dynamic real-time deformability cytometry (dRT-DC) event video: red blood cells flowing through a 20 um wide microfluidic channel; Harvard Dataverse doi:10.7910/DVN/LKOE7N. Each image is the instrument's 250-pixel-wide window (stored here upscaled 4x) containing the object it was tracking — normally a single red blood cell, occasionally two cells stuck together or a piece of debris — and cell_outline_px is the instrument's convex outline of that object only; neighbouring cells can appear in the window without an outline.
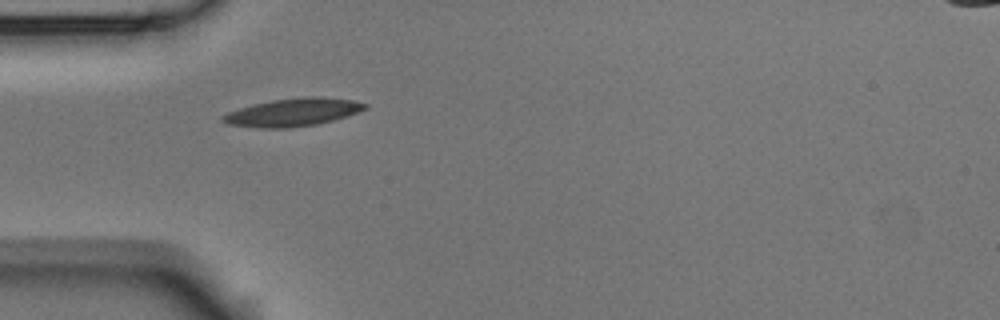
{"species": "Egyptian fruit bat (a non-hibernating species)", "species_latin": "Rousettus aegyptiacus", "temperature_condition": "room temperature", "stored_images_in_passage": 37, "camera_frame_rate_fps": 3000, "um_per_image_px": 0.085, "animal": {"sex": "male"}, "frame": {"image": 1, "passage_image": 1, "time_ms": 0.0, "image_size_px": [1000, 320], "cell_outline_px": [[368, 108], [332, 120], [316, 124], [288, 128], [260, 128], [228, 124], [220, 120], [220, 116], [228, 112], [252, 104], [272, 100], [304, 96], [316, 96], [352, 100], [368, 104]], "centroid_in_image_um": [24.85, 9.54], "position_along_channel_um": 60.2, "area_um2": 23.0}}
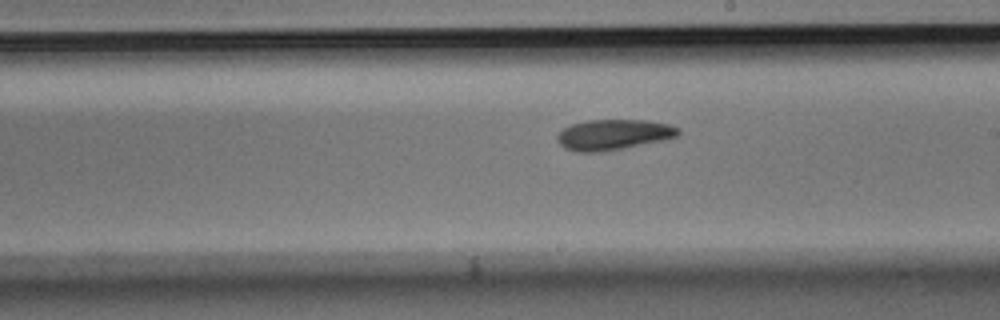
{"frame": {"image": 2, "passage_image": 16, "time_ms": 5.0, "image_size_px": [1000, 320], "cell_outline_px": [[680, 132], [676, 136], [660, 140], [600, 152], [576, 152], [564, 148], [556, 140], [556, 136], [564, 128], [572, 124], [588, 120], [648, 120], [668, 124], [680, 128]], "centroid_in_image_um": [52.09, 11.43], "position_along_channel_um": 236.9, "area_um2": 21.21}}
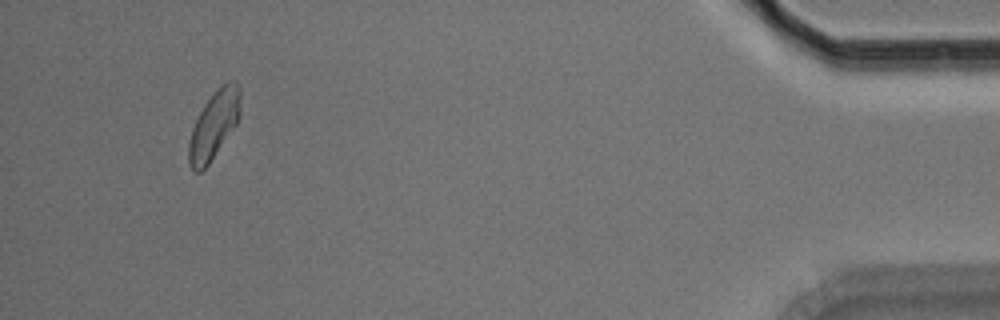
{"frame": {"image": 3, "passage_image": 37, "time_ms": 12.0, "image_size_px": [1000, 320], "cell_outline_px": [[240, 116], [236, 124], [208, 164], [200, 172], [196, 172], [188, 164], [188, 144], [192, 128], [204, 104], [216, 88], [228, 80], [236, 80], [240, 88]], "centroid_in_image_um": [18.19, 10.58], "position_along_channel_um": 417.0, "area_um2": 20.35}, "authors_computed_cell_mechanics": {"area_um2": 20.6346, "velocity_mm_per_s": 3.5748, "shape_relaxation_time_tau1_ms": 4.8925, "shape_relaxation_time_tau2_ms": 8.9064, "deformation_change_tau1": 0.1237, "deformation_change_tau2": 0.1579}}